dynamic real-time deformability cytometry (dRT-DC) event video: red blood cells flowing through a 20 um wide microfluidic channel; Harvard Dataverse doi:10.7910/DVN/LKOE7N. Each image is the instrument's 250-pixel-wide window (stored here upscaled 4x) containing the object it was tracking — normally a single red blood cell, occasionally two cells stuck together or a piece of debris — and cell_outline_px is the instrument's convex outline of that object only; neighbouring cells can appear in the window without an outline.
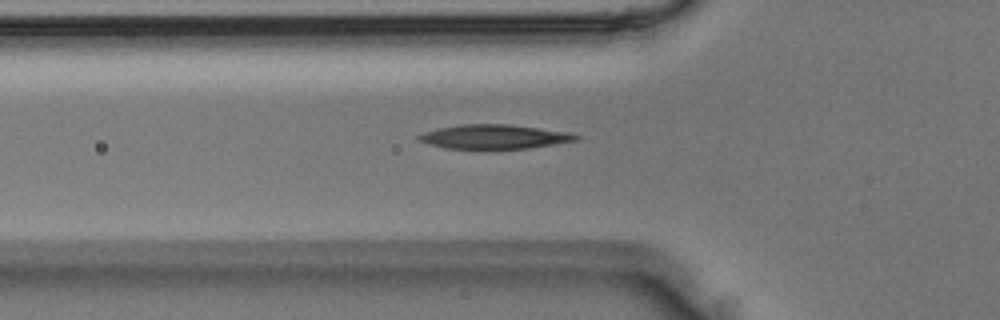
{"species": "Egyptian fruit bat (a non-hibernating species)", "species_latin": "Rousettus aegyptiacus", "temperature_condition": "room temperature", "stored_images_in_passage": 38, "camera_frame_rate_fps": 3000, "um_per_image_px": 0.085, "animal": {"sex": "male"}, "frame": {"image": 1, "passage_image": 10, "time_ms": 3.0, "image_size_px": [1000, 320], "cell_outline_px": [[580, 140], [528, 148], [448, 148], [428, 144], [420, 140], [416, 136], [424, 132], [440, 128], [464, 124], [508, 124], [572, 132], [580, 136]], "centroid_in_image_um": [42.08, 11.61], "position_along_channel_um": 83.7, "area_um2": 21.96}}
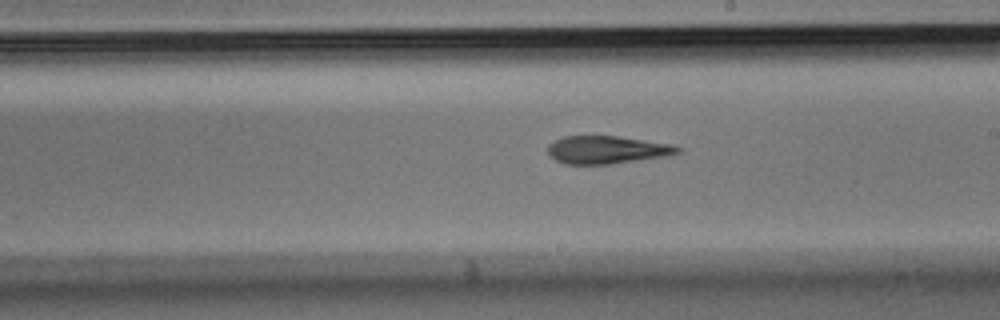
{"frame": {"image": 2, "passage_image": 21, "time_ms": 6.667, "image_size_px": [1000, 320], "cell_outline_px": [[684, 148], [680, 152], [668, 156], [612, 164], [564, 164], [556, 160], [548, 152], [548, 144], [564, 136], [620, 136], [672, 144]], "centroid_in_image_um": [51.65, 12.73], "position_along_channel_um": 237.4, "area_um2": 21.21}}
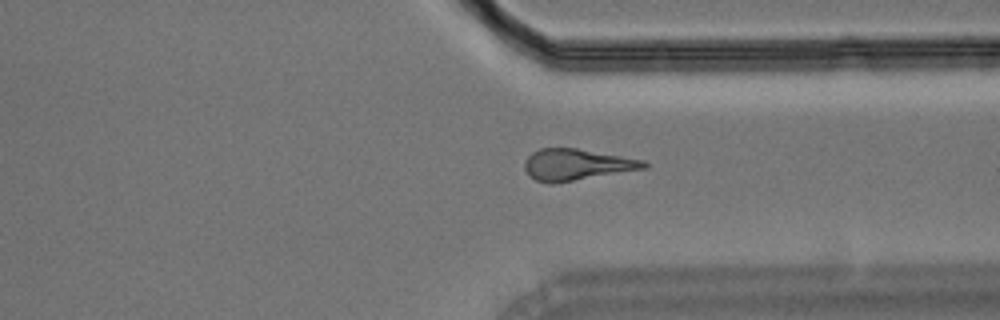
{"frame": {"image": 3, "passage_image": 30, "time_ms": 9.667, "image_size_px": [1000, 320], "cell_outline_px": [[648, 168], [552, 184], [536, 180], [528, 176], [524, 168], [524, 160], [532, 152], [540, 148], [576, 148], [644, 160], [648, 164]], "centroid_in_image_um": [48.99, 14.0], "position_along_channel_um": 362.4, "area_um2": 21.85}}